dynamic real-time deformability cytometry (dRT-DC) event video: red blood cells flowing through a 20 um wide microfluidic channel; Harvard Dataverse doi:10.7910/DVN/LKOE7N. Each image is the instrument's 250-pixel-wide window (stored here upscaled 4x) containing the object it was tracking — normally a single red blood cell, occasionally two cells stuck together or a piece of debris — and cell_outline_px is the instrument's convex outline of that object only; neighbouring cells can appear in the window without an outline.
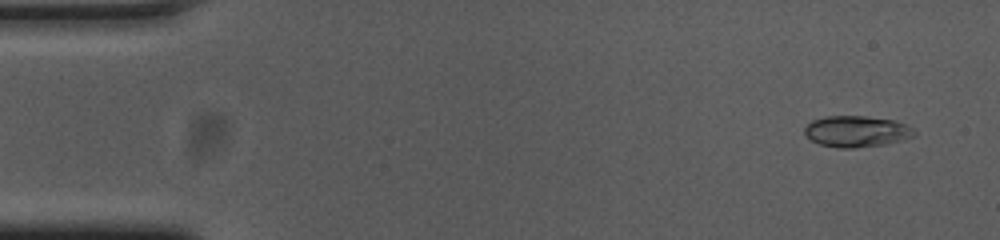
{"species": "common noctule bat (a hibernating species)", "species_latin": "Nyctalus noctula", "temperature_condition": "cold", "stored_images_in_passage": 55, "camera_frame_rate_fps": 3000, "um_per_image_px": 0.085, "animal": {"sex": "female", "body_mass_g": 23.0, "forearm_length_mm": 53.4}, "frame": {"image": 1, "passage_image": 4, "time_ms": 1.0, "image_size_px": [1000, 240], "cell_outline_px": [[916, 136], [884, 144], [856, 148], [840, 148], [820, 144], [812, 140], [804, 132], [804, 128], [812, 120], [828, 116], [864, 116], [892, 120], [908, 124], [916, 132]], "centroid_in_image_um": [72.83, 11.17], "position_along_channel_um": 12.2, "area_um2": 19.83}}
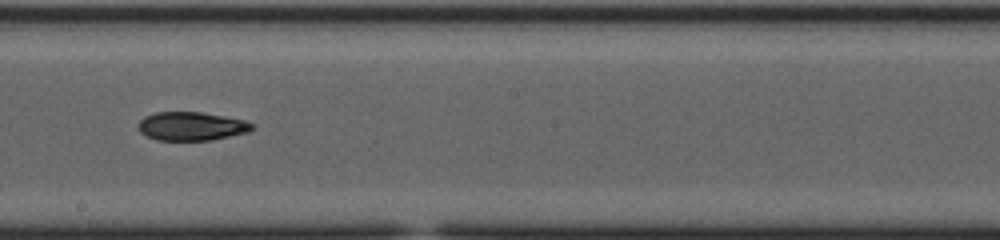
{"frame": {"image": 2, "passage_image": 31, "time_ms": 10.0, "image_size_px": [1000, 240], "cell_outline_px": [[252, 128], [248, 132], [212, 140], [156, 140], [140, 132], [140, 120], [144, 116], [156, 112], [200, 112], [224, 116], [244, 120], [252, 124]], "centroid_in_image_um": [16.26, 10.73], "position_along_channel_um": 231.9, "area_um2": 18.73}}
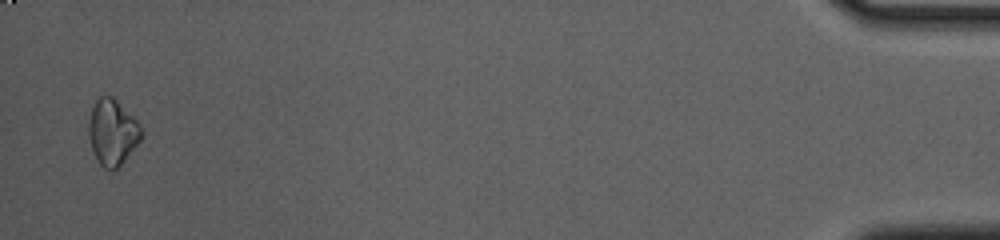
{"frame": {"image": 3, "passage_image": 54, "time_ms": 17.667, "image_size_px": [1000, 240], "cell_outline_px": [[144, 136], [120, 164], [116, 168], [104, 168], [100, 164], [92, 148], [88, 136], [88, 120], [92, 108], [96, 100], [100, 96], [112, 96], [140, 124], [144, 132]], "centroid_in_image_um": [9.56, 11.21], "position_along_channel_um": 425.6, "area_um2": 19.88}}